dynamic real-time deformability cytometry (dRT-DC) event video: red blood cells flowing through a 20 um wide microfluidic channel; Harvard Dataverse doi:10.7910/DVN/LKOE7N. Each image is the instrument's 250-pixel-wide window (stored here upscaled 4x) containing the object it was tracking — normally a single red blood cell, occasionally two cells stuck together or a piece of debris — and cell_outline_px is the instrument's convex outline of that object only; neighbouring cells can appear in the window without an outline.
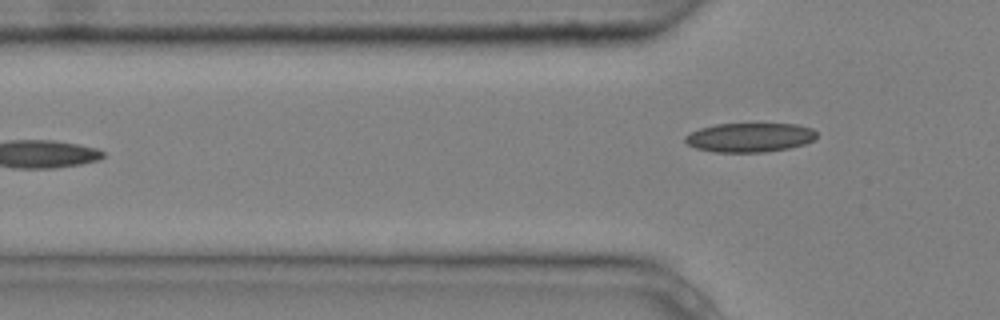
{"species": "common noctule bat (a hibernating species)", "species_latin": "Nyctalus noctula", "temperature_condition": "cold", "stored_images_in_passage": 5, "camera_frame_rate_fps": 3000, "um_per_image_px": 0.085, "animal": {"sex": "male", "body_mass_g": 20.4}, "frame": {"image": 1, "passage_image": 5, "time_ms": 1.333, "image_size_px": [1000, 320], "cell_outline_px": [[816, 140], [804, 144], [788, 148], [764, 152], [716, 152], [696, 148], [688, 144], [684, 140], [684, 136], [688, 132], [700, 128], [716, 124], [796, 124], [812, 128], [816, 132]], "centroid_in_image_um": [63.72, 11.68], "position_along_channel_um": 62.1, "area_um2": 22.43}}